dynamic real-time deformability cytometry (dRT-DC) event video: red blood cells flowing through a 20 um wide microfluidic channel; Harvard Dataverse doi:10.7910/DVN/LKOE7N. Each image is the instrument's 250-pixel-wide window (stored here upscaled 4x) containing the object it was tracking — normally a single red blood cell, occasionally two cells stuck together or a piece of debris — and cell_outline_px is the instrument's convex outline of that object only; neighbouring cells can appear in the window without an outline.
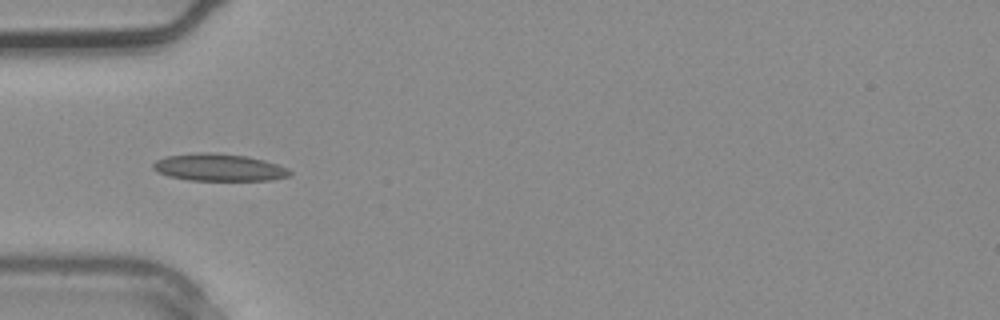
{"species": "common noctule bat (a hibernating species)", "species_latin": "Nyctalus noctula", "temperature_condition": "warm", "stored_images_in_passage": 2, "camera_frame_rate_fps": 3000, "um_per_image_px": 0.085, "animal": {"sex": "male", "body_mass_g": 20.4}, "frame": {"image": 1, "passage_image": 2, "time_ms": 0.333, "image_size_px": [1000, 320], "cell_outline_px": [[292, 172], [288, 176], [272, 180], [188, 180], [168, 176], [156, 172], [152, 168], [152, 164], [156, 160], [164, 156], [196, 152], [212, 152], [248, 156], [264, 160], [288, 168]], "centroid_in_image_um": [18.56, 14.22], "position_along_channel_um": 66.4, "area_um2": 21.91}}